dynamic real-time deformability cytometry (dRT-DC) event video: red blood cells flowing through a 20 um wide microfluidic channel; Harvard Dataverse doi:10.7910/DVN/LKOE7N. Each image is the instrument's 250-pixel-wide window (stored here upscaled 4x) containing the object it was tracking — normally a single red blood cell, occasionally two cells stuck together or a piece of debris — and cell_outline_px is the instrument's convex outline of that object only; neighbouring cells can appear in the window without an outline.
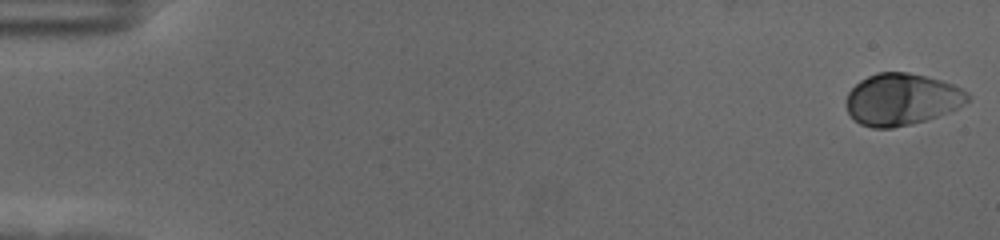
{"species": "human", "species_latin": "Homo sapiens", "temperature_condition": "cold", "stored_images_in_passage": 58, "camera_frame_rate_fps": 3000, "um_per_image_px": 0.085, "donor": {"sex": "female"}, "frame": {"image": 1, "passage_image": 1, "time_ms": 0.0, "image_size_px": [1000, 240], "cell_outline_px": [[968, 100], [964, 104], [948, 112], [912, 124], [892, 128], [872, 128], [860, 124], [848, 112], [844, 100], [848, 92], [860, 80], [876, 72], [908, 72], [940, 80], [952, 84], [968, 92]], "centroid_in_image_um": [76.6, 8.44], "position_along_channel_um": 8.4, "area_um2": 36.53}}
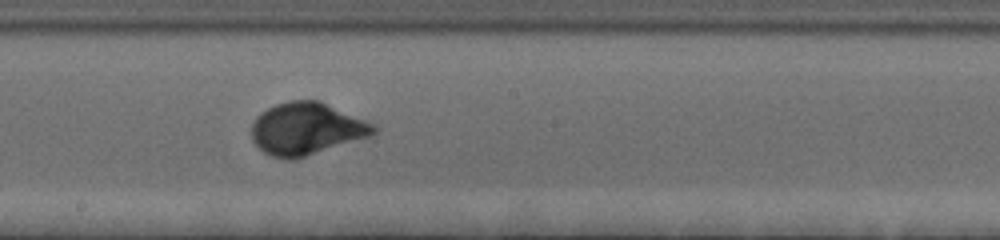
{"frame": {"image": 2, "passage_image": 33, "time_ms": 10.667, "image_size_px": [1000, 240], "cell_outline_px": [[376, 132], [372, 136], [292, 160], [284, 160], [272, 156], [264, 152], [252, 140], [252, 124], [256, 116], [260, 112], [276, 104], [288, 100], [320, 100], [364, 120], [372, 124], [376, 128]], "centroid_in_image_um": [26.02, 10.94], "position_along_channel_um": 222.2, "area_um2": 37.05}}
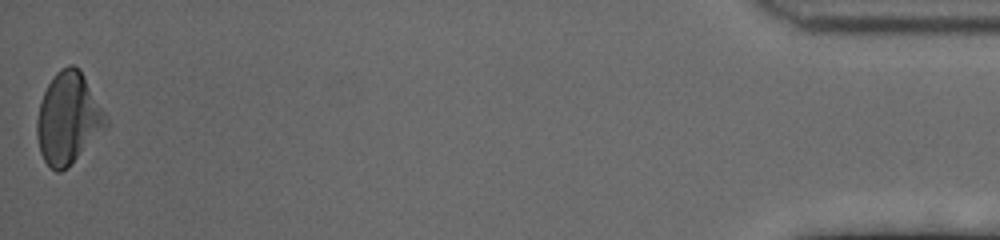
{"frame": {"image": 3, "passage_image": 58, "time_ms": 19.0, "image_size_px": [1000, 240], "cell_outline_px": [[108, 128], [60, 172], [56, 172], [44, 160], [40, 152], [36, 136], [36, 120], [40, 100], [48, 84], [56, 72], [60, 68], [68, 64], [72, 64], [80, 68], [104, 112], [108, 120]], "centroid_in_image_um": [5.79, 10.02], "position_along_channel_um": 429.4, "area_um2": 36.59}, "authors_computed_cell_mechanics": {"area_um2": 35.5759, "velocity_mm_per_s": 3.5107, "shape_relaxation_time_tau1_ms": 2.6293, "shape_relaxation_time_tau2_ms": null, "deformation_change_tau1": 0.1438, "deformation_change_tau2": null}}